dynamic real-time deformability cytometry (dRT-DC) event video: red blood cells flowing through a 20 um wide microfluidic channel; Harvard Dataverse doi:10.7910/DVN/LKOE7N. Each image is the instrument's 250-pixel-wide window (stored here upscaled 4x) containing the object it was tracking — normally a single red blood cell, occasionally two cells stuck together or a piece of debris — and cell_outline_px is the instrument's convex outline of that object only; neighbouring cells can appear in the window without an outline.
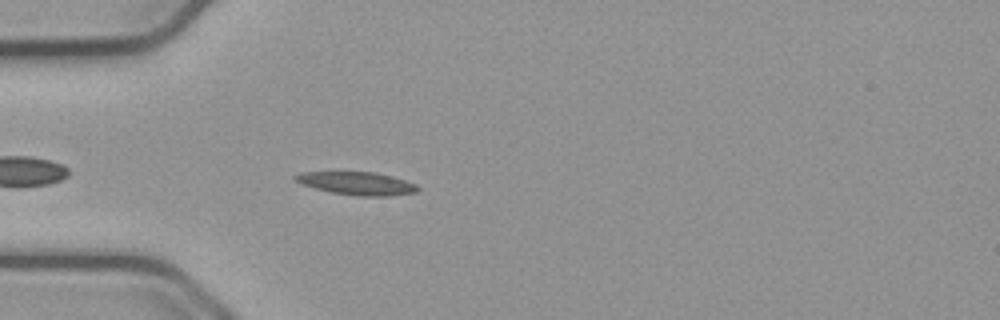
{"species": "common noctule bat (a hibernating species)", "species_latin": "Nyctalus noctula", "temperature_condition": "cold", "stored_images_in_passage": 42, "camera_frame_rate_fps": 3000, "um_per_image_px": 0.085, "animal": {"sex": "male", "body_mass_g": 23.1, "forearm_length_mm": 52.7}, "frame": {"image": 1, "passage_image": 3, "time_ms": 0.667, "image_size_px": [1000, 320], "cell_outline_px": [[420, 188], [416, 192], [388, 196], [360, 196], [332, 192], [316, 188], [292, 180], [292, 176], [300, 172], [376, 172], [392, 176], [416, 184]], "centroid_in_image_um": [30.33, 15.58], "position_along_channel_um": 54.7, "area_um2": 16.3}}
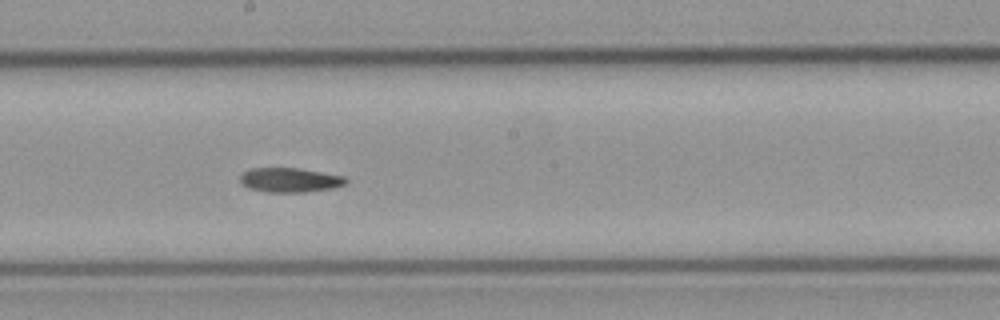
{"frame": {"image": 2, "passage_image": 17, "time_ms": 5.333, "image_size_px": [1000, 320], "cell_outline_px": [[348, 180], [344, 184], [332, 188], [304, 192], [268, 192], [248, 188], [240, 184], [240, 176], [244, 172], [252, 168], [300, 168], [344, 176]], "centroid_in_image_um": [24.61, 15.3], "position_along_channel_um": 223.6, "area_um2": 15.03}}
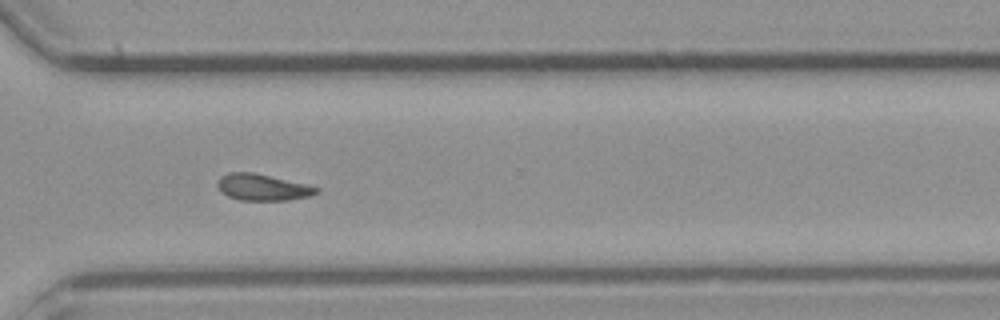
{"frame": {"image": 3, "passage_image": 27, "time_ms": 8.667, "image_size_px": [1000, 320], "cell_outline_px": [[320, 192], [308, 196], [288, 200], [240, 200], [228, 196], [220, 192], [216, 184], [220, 176], [228, 172], [252, 172], [308, 184], [320, 188]], "centroid_in_image_um": [22.3, 15.91], "position_along_channel_um": 348.3, "area_um2": 15.37}}